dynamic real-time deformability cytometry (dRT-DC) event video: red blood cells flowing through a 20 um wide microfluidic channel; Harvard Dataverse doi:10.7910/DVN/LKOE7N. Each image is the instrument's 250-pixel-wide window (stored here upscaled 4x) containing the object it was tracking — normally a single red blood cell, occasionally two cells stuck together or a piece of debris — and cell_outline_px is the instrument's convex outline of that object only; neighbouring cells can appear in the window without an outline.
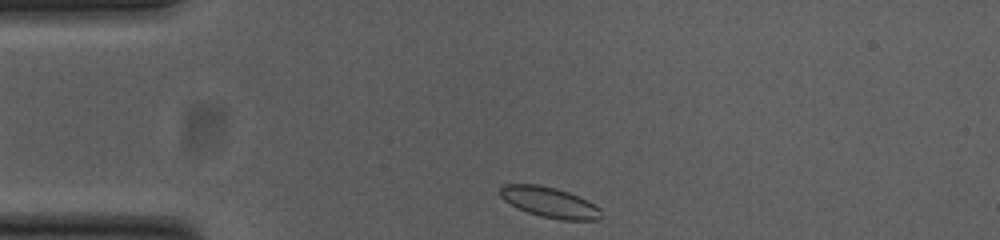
{"species": "common noctule bat (a hibernating species)", "species_latin": "Nyctalus noctula", "temperature_condition": "cold", "stored_images_in_passage": 34, "camera_frame_rate_fps": 3000, "um_per_image_px": 0.085, "animal": {"sex": "female", "body_mass_g": 23.0, "forearm_length_mm": 53.4}, "frame": {"image": 1, "passage_image": 1, "time_ms": 0.0, "image_size_px": [1000, 240], "cell_outline_px": [[600, 220], [560, 220], [540, 216], [516, 208], [504, 200], [500, 196], [500, 188], [504, 184], [536, 184], [556, 188], [568, 192], [588, 200], [600, 208]], "centroid_in_image_um": [46.7, 17.2], "position_along_channel_um": 38.3, "area_um2": 17.98}}
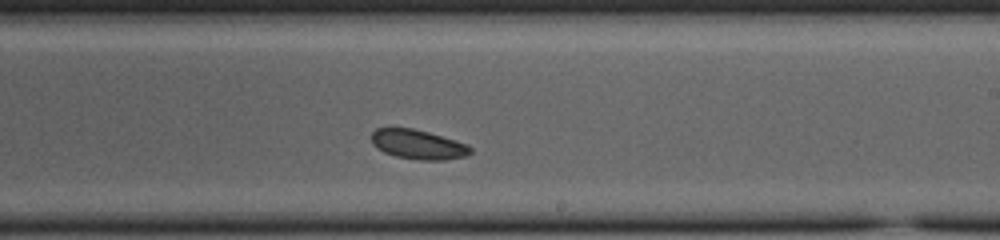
{"frame": {"image": 2, "passage_image": 21, "time_ms": 6.667, "image_size_px": [1000, 240], "cell_outline_px": [[472, 152], [468, 156], [444, 160], [420, 160], [396, 156], [384, 152], [376, 148], [372, 144], [372, 132], [376, 128], [412, 128], [428, 132], [468, 144], [472, 148]], "centroid_in_image_um": [35.55, 12.28], "position_along_channel_um": 253.4, "area_um2": 17.05}}
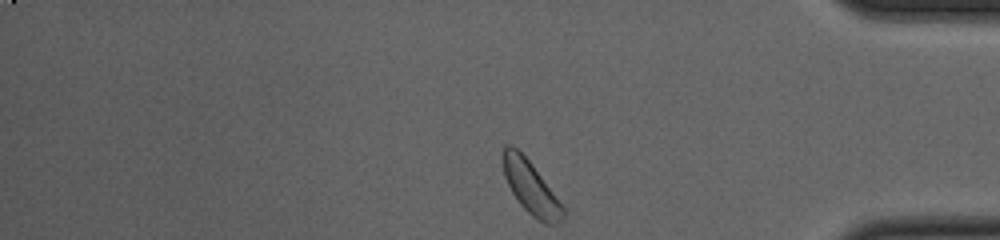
{"frame": {"image": 3, "passage_image": 34, "time_ms": 11.0, "image_size_px": [1000, 240], "cell_outline_px": [[564, 216], [560, 224], [544, 224], [532, 216], [520, 204], [512, 192], [504, 176], [504, 144], [512, 144], [532, 164], [564, 208]], "centroid_in_image_um": [45.13, 15.98], "position_along_channel_um": 390.1, "area_um2": 18.03}, "authors_computed_cell_mechanics": {"area_um2": 17.5134, "velocity_mm_per_s": 3.7191, "shape_relaxation_time_tau1_ms": 2.2688, "shape_relaxation_time_tau2_ms": null, "deformation_change_tau1": 0.0336, "deformation_change_tau2": null}}